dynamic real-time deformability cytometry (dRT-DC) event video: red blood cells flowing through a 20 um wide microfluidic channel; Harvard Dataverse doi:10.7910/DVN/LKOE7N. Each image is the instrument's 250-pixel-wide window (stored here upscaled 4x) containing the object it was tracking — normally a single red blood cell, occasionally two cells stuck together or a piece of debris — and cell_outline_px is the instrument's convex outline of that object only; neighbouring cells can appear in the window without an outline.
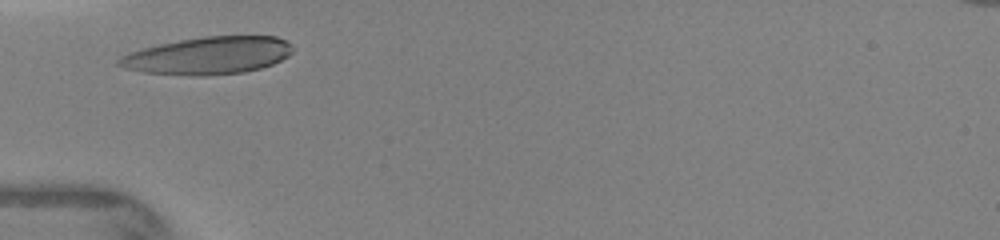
{"species": "human", "species_latin": "Homo sapiens", "temperature_condition": "warm", "stored_images_in_passage": 15, "camera_frame_rate_fps": 3000, "um_per_image_px": 0.085, "donor": {"sex": "female"}, "frame": {"image": 1, "passage_image": 1, "time_ms": 0.0, "image_size_px": [1000, 240], "cell_outline_px": [[292, 52], [288, 56], [272, 64], [260, 68], [244, 72], [204, 76], [192, 76], [144, 72], [124, 68], [116, 64], [116, 60], [120, 56], [144, 48], [160, 44], [180, 40], [204, 36], [276, 36], [292, 44]], "centroid_in_image_um": [17.69, 4.73], "position_along_channel_um": 67.3, "area_um2": 37.86}}
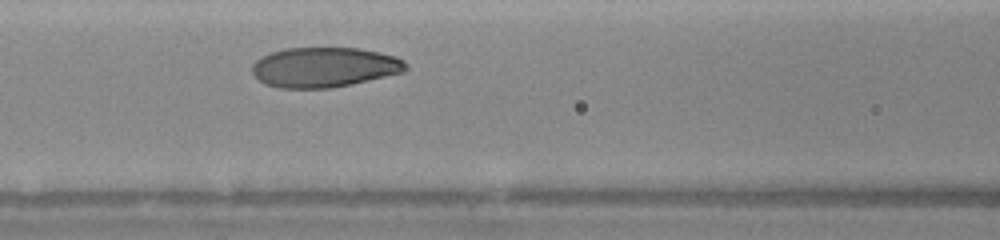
{"frame": {"image": 2, "passage_image": 8, "time_ms": 1.667, "image_size_px": [1000, 240], "cell_outline_px": [[408, 68], [404, 72], [352, 84], [332, 88], [280, 88], [264, 84], [252, 72], [252, 64], [256, 60], [272, 52], [284, 48], [360, 48], [380, 52], [396, 56], [404, 60], [408, 64]], "centroid_in_image_um": [27.6, 5.71], "position_along_channel_um": 139.0, "area_um2": 35.95}}
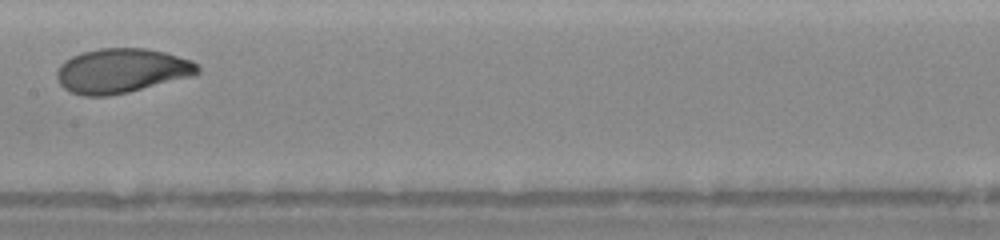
{"frame": {"image": 3, "passage_image": 12, "time_ms": 3.0, "image_size_px": [1000, 240], "cell_outline_px": [[200, 72], [192, 76], [128, 92], [108, 96], [84, 96], [72, 92], [64, 88], [60, 84], [56, 76], [56, 72], [60, 64], [64, 60], [72, 56], [84, 52], [100, 48], [144, 48], [164, 52], [192, 60], [200, 68]], "centroid_in_image_um": [10.32, 6.01], "position_along_channel_um": 197.1, "area_um2": 36.41}}